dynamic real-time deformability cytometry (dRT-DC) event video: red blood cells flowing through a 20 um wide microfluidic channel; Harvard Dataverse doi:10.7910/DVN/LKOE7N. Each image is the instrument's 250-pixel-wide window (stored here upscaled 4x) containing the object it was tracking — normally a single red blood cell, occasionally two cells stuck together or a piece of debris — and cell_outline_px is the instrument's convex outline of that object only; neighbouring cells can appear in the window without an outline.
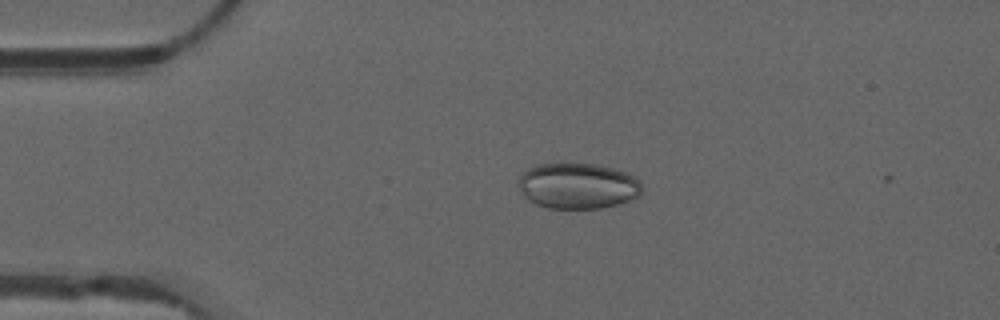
{"species": "common noctule bat (a hibernating species)", "species_latin": "Nyctalus noctula", "temperature_condition": "warm", "stored_images_in_passage": 4, "camera_frame_rate_fps": 3000, "um_per_image_px": 0.085, "animal": {"sex": "male", "forearm_length_mm": 52.5}, "frame": {"image": 1, "passage_image": 3, "time_ms": 0.667, "image_size_px": [1000, 320], "cell_outline_px": [[640, 196], [620, 204], [600, 208], [548, 208], [536, 204], [528, 200], [520, 192], [520, 176], [528, 168], [536, 164], [596, 164], [628, 172], [640, 180]], "centroid_in_image_um": [49.13, 15.8], "position_along_channel_um": 35.9, "area_um2": 32.95}}